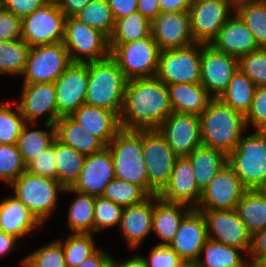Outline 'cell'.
<instances>
[{"label":"cell","mask_w":266,"mask_h":267,"mask_svg":"<svg viewBox=\"0 0 266 267\" xmlns=\"http://www.w3.org/2000/svg\"><path fill=\"white\" fill-rule=\"evenodd\" d=\"M65 193H74L76 197L68 207L67 224L71 233H94V202L95 196L66 187Z\"/></svg>","instance_id":"33"},{"label":"cell","mask_w":266,"mask_h":267,"mask_svg":"<svg viewBox=\"0 0 266 267\" xmlns=\"http://www.w3.org/2000/svg\"><path fill=\"white\" fill-rule=\"evenodd\" d=\"M104 267H116V265L111 260H109Z\"/></svg>","instance_id":"63"},{"label":"cell","mask_w":266,"mask_h":267,"mask_svg":"<svg viewBox=\"0 0 266 267\" xmlns=\"http://www.w3.org/2000/svg\"><path fill=\"white\" fill-rule=\"evenodd\" d=\"M2 8L21 19L43 7L50 0H1Z\"/></svg>","instance_id":"53"},{"label":"cell","mask_w":266,"mask_h":267,"mask_svg":"<svg viewBox=\"0 0 266 267\" xmlns=\"http://www.w3.org/2000/svg\"><path fill=\"white\" fill-rule=\"evenodd\" d=\"M109 48L127 80L156 77L160 49L152 34L128 43H109Z\"/></svg>","instance_id":"7"},{"label":"cell","mask_w":266,"mask_h":267,"mask_svg":"<svg viewBox=\"0 0 266 267\" xmlns=\"http://www.w3.org/2000/svg\"><path fill=\"white\" fill-rule=\"evenodd\" d=\"M151 35V22L138 11L115 20L109 43H128Z\"/></svg>","instance_id":"39"},{"label":"cell","mask_w":266,"mask_h":267,"mask_svg":"<svg viewBox=\"0 0 266 267\" xmlns=\"http://www.w3.org/2000/svg\"><path fill=\"white\" fill-rule=\"evenodd\" d=\"M256 88L253 81L238 69L218 99L246 116L251 108Z\"/></svg>","instance_id":"35"},{"label":"cell","mask_w":266,"mask_h":267,"mask_svg":"<svg viewBox=\"0 0 266 267\" xmlns=\"http://www.w3.org/2000/svg\"><path fill=\"white\" fill-rule=\"evenodd\" d=\"M30 46L22 39L0 42V73L21 76Z\"/></svg>","instance_id":"40"},{"label":"cell","mask_w":266,"mask_h":267,"mask_svg":"<svg viewBox=\"0 0 266 267\" xmlns=\"http://www.w3.org/2000/svg\"><path fill=\"white\" fill-rule=\"evenodd\" d=\"M114 20L138 11V0H107Z\"/></svg>","instance_id":"54"},{"label":"cell","mask_w":266,"mask_h":267,"mask_svg":"<svg viewBox=\"0 0 266 267\" xmlns=\"http://www.w3.org/2000/svg\"><path fill=\"white\" fill-rule=\"evenodd\" d=\"M20 264L24 267H66L62 242L59 239L40 247L26 255Z\"/></svg>","instance_id":"45"},{"label":"cell","mask_w":266,"mask_h":267,"mask_svg":"<svg viewBox=\"0 0 266 267\" xmlns=\"http://www.w3.org/2000/svg\"><path fill=\"white\" fill-rule=\"evenodd\" d=\"M143 157L147 168L149 195H157L169 181L177 155L158 129H143Z\"/></svg>","instance_id":"10"},{"label":"cell","mask_w":266,"mask_h":267,"mask_svg":"<svg viewBox=\"0 0 266 267\" xmlns=\"http://www.w3.org/2000/svg\"><path fill=\"white\" fill-rule=\"evenodd\" d=\"M124 207L108 198L95 196L94 202V233L109 227L119 226Z\"/></svg>","instance_id":"47"},{"label":"cell","mask_w":266,"mask_h":267,"mask_svg":"<svg viewBox=\"0 0 266 267\" xmlns=\"http://www.w3.org/2000/svg\"><path fill=\"white\" fill-rule=\"evenodd\" d=\"M193 0H159L161 12L189 11Z\"/></svg>","instance_id":"58"},{"label":"cell","mask_w":266,"mask_h":267,"mask_svg":"<svg viewBox=\"0 0 266 267\" xmlns=\"http://www.w3.org/2000/svg\"><path fill=\"white\" fill-rule=\"evenodd\" d=\"M63 44L72 63L100 61L110 56L109 38L75 17H67Z\"/></svg>","instance_id":"8"},{"label":"cell","mask_w":266,"mask_h":267,"mask_svg":"<svg viewBox=\"0 0 266 267\" xmlns=\"http://www.w3.org/2000/svg\"><path fill=\"white\" fill-rule=\"evenodd\" d=\"M201 44L162 50L159 53L156 77L166 85L200 83Z\"/></svg>","instance_id":"12"},{"label":"cell","mask_w":266,"mask_h":267,"mask_svg":"<svg viewBox=\"0 0 266 267\" xmlns=\"http://www.w3.org/2000/svg\"><path fill=\"white\" fill-rule=\"evenodd\" d=\"M235 211L251 235L266 228V195L259 189L246 190Z\"/></svg>","instance_id":"34"},{"label":"cell","mask_w":266,"mask_h":267,"mask_svg":"<svg viewBox=\"0 0 266 267\" xmlns=\"http://www.w3.org/2000/svg\"><path fill=\"white\" fill-rule=\"evenodd\" d=\"M10 101L0 102V144H16L24 125L27 123L21 115L18 104L12 109Z\"/></svg>","instance_id":"44"},{"label":"cell","mask_w":266,"mask_h":267,"mask_svg":"<svg viewBox=\"0 0 266 267\" xmlns=\"http://www.w3.org/2000/svg\"><path fill=\"white\" fill-rule=\"evenodd\" d=\"M22 19L13 13L0 9V42L21 39Z\"/></svg>","instance_id":"52"},{"label":"cell","mask_w":266,"mask_h":267,"mask_svg":"<svg viewBox=\"0 0 266 267\" xmlns=\"http://www.w3.org/2000/svg\"><path fill=\"white\" fill-rule=\"evenodd\" d=\"M65 14L54 0L22 18L21 39L30 47L63 42Z\"/></svg>","instance_id":"11"},{"label":"cell","mask_w":266,"mask_h":267,"mask_svg":"<svg viewBox=\"0 0 266 267\" xmlns=\"http://www.w3.org/2000/svg\"><path fill=\"white\" fill-rule=\"evenodd\" d=\"M201 194L189 159L186 156L177 157L169 181L157 194L158 197L167 202L184 203L196 208Z\"/></svg>","instance_id":"23"},{"label":"cell","mask_w":266,"mask_h":267,"mask_svg":"<svg viewBox=\"0 0 266 267\" xmlns=\"http://www.w3.org/2000/svg\"><path fill=\"white\" fill-rule=\"evenodd\" d=\"M56 138L63 144L88 156L103 150L106 145L71 116L61 117L55 123Z\"/></svg>","instance_id":"29"},{"label":"cell","mask_w":266,"mask_h":267,"mask_svg":"<svg viewBox=\"0 0 266 267\" xmlns=\"http://www.w3.org/2000/svg\"><path fill=\"white\" fill-rule=\"evenodd\" d=\"M183 267H194V264H186Z\"/></svg>","instance_id":"65"},{"label":"cell","mask_w":266,"mask_h":267,"mask_svg":"<svg viewBox=\"0 0 266 267\" xmlns=\"http://www.w3.org/2000/svg\"><path fill=\"white\" fill-rule=\"evenodd\" d=\"M191 209L192 207L187 204L167 202L154 195L152 232L161 239L156 245L169 246L178 232L181 221Z\"/></svg>","instance_id":"28"},{"label":"cell","mask_w":266,"mask_h":267,"mask_svg":"<svg viewBox=\"0 0 266 267\" xmlns=\"http://www.w3.org/2000/svg\"><path fill=\"white\" fill-rule=\"evenodd\" d=\"M110 260L116 265V267H146L144 257L137 254L131 259L127 258L125 261L118 262L112 256Z\"/></svg>","instance_id":"61"},{"label":"cell","mask_w":266,"mask_h":267,"mask_svg":"<svg viewBox=\"0 0 266 267\" xmlns=\"http://www.w3.org/2000/svg\"><path fill=\"white\" fill-rule=\"evenodd\" d=\"M259 190L266 195V181H265L264 185Z\"/></svg>","instance_id":"64"},{"label":"cell","mask_w":266,"mask_h":267,"mask_svg":"<svg viewBox=\"0 0 266 267\" xmlns=\"http://www.w3.org/2000/svg\"><path fill=\"white\" fill-rule=\"evenodd\" d=\"M138 12L151 22L161 12L159 0H138Z\"/></svg>","instance_id":"57"},{"label":"cell","mask_w":266,"mask_h":267,"mask_svg":"<svg viewBox=\"0 0 266 267\" xmlns=\"http://www.w3.org/2000/svg\"><path fill=\"white\" fill-rule=\"evenodd\" d=\"M55 140L52 145L43 151L39 157L33 160L26 170L34 175L49 177L57 180V168L55 161Z\"/></svg>","instance_id":"51"},{"label":"cell","mask_w":266,"mask_h":267,"mask_svg":"<svg viewBox=\"0 0 266 267\" xmlns=\"http://www.w3.org/2000/svg\"><path fill=\"white\" fill-rule=\"evenodd\" d=\"M18 238L0 231V258L11 252Z\"/></svg>","instance_id":"60"},{"label":"cell","mask_w":266,"mask_h":267,"mask_svg":"<svg viewBox=\"0 0 266 267\" xmlns=\"http://www.w3.org/2000/svg\"><path fill=\"white\" fill-rule=\"evenodd\" d=\"M88 82V63H72L54 82L58 119L71 116L85 104Z\"/></svg>","instance_id":"16"},{"label":"cell","mask_w":266,"mask_h":267,"mask_svg":"<svg viewBox=\"0 0 266 267\" xmlns=\"http://www.w3.org/2000/svg\"><path fill=\"white\" fill-rule=\"evenodd\" d=\"M233 14L219 30L211 45L216 50L239 59L260 47L245 23L235 12Z\"/></svg>","instance_id":"25"},{"label":"cell","mask_w":266,"mask_h":267,"mask_svg":"<svg viewBox=\"0 0 266 267\" xmlns=\"http://www.w3.org/2000/svg\"><path fill=\"white\" fill-rule=\"evenodd\" d=\"M239 70L258 86H266V48H259L238 59Z\"/></svg>","instance_id":"48"},{"label":"cell","mask_w":266,"mask_h":267,"mask_svg":"<svg viewBox=\"0 0 266 267\" xmlns=\"http://www.w3.org/2000/svg\"><path fill=\"white\" fill-rule=\"evenodd\" d=\"M199 117L202 145L220 149L227 155L248 129L245 116L219 99H212Z\"/></svg>","instance_id":"2"},{"label":"cell","mask_w":266,"mask_h":267,"mask_svg":"<svg viewBox=\"0 0 266 267\" xmlns=\"http://www.w3.org/2000/svg\"><path fill=\"white\" fill-rule=\"evenodd\" d=\"M201 212L207 222V236L209 239L239 248L248 256L252 235L235 209Z\"/></svg>","instance_id":"17"},{"label":"cell","mask_w":266,"mask_h":267,"mask_svg":"<svg viewBox=\"0 0 266 267\" xmlns=\"http://www.w3.org/2000/svg\"><path fill=\"white\" fill-rule=\"evenodd\" d=\"M227 161L247 190L260 189L266 181V134L243 135Z\"/></svg>","instance_id":"5"},{"label":"cell","mask_w":266,"mask_h":267,"mask_svg":"<svg viewBox=\"0 0 266 267\" xmlns=\"http://www.w3.org/2000/svg\"><path fill=\"white\" fill-rule=\"evenodd\" d=\"M2 8V1L0 0V9Z\"/></svg>","instance_id":"66"},{"label":"cell","mask_w":266,"mask_h":267,"mask_svg":"<svg viewBox=\"0 0 266 267\" xmlns=\"http://www.w3.org/2000/svg\"><path fill=\"white\" fill-rule=\"evenodd\" d=\"M59 9L67 17L76 16L92 0H54Z\"/></svg>","instance_id":"56"},{"label":"cell","mask_w":266,"mask_h":267,"mask_svg":"<svg viewBox=\"0 0 266 267\" xmlns=\"http://www.w3.org/2000/svg\"><path fill=\"white\" fill-rule=\"evenodd\" d=\"M154 213V196H150L143 203L126 206L118 228L123 234L129 248L136 250L142 241L152 232Z\"/></svg>","instance_id":"24"},{"label":"cell","mask_w":266,"mask_h":267,"mask_svg":"<svg viewBox=\"0 0 266 267\" xmlns=\"http://www.w3.org/2000/svg\"><path fill=\"white\" fill-rule=\"evenodd\" d=\"M111 254L98 248L91 256L84 260L78 267H104L111 259Z\"/></svg>","instance_id":"59"},{"label":"cell","mask_w":266,"mask_h":267,"mask_svg":"<svg viewBox=\"0 0 266 267\" xmlns=\"http://www.w3.org/2000/svg\"><path fill=\"white\" fill-rule=\"evenodd\" d=\"M241 252L244 253L239 248L208 238L194 267H249V259L242 258Z\"/></svg>","instance_id":"32"},{"label":"cell","mask_w":266,"mask_h":267,"mask_svg":"<svg viewBox=\"0 0 266 267\" xmlns=\"http://www.w3.org/2000/svg\"><path fill=\"white\" fill-rule=\"evenodd\" d=\"M186 157L192 165L196 184L201 191L228 163L227 154L224 151L205 145L198 146Z\"/></svg>","instance_id":"31"},{"label":"cell","mask_w":266,"mask_h":267,"mask_svg":"<svg viewBox=\"0 0 266 267\" xmlns=\"http://www.w3.org/2000/svg\"><path fill=\"white\" fill-rule=\"evenodd\" d=\"M71 64L63 42L30 47L23 84L54 83Z\"/></svg>","instance_id":"9"},{"label":"cell","mask_w":266,"mask_h":267,"mask_svg":"<svg viewBox=\"0 0 266 267\" xmlns=\"http://www.w3.org/2000/svg\"><path fill=\"white\" fill-rule=\"evenodd\" d=\"M167 87L175 113L199 116L213 99L200 83H177Z\"/></svg>","instance_id":"30"},{"label":"cell","mask_w":266,"mask_h":267,"mask_svg":"<svg viewBox=\"0 0 266 267\" xmlns=\"http://www.w3.org/2000/svg\"><path fill=\"white\" fill-rule=\"evenodd\" d=\"M115 178L113 158L105 147L100 152L86 156L78 180L72 188L82 193L101 196Z\"/></svg>","instance_id":"22"},{"label":"cell","mask_w":266,"mask_h":267,"mask_svg":"<svg viewBox=\"0 0 266 267\" xmlns=\"http://www.w3.org/2000/svg\"><path fill=\"white\" fill-rule=\"evenodd\" d=\"M254 267H266V254L262 255L254 264Z\"/></svg>","instance_id":"62"},{"label":"cell","mask_w":266,"mask_h":267,"mask_svg":"<svg viewBox=\"0 0 266 267\" xmlns=\"http://www.w3.org/2000/svg\"><path fill=\"white\" fill-rule=\"evenodd\" d=\"M146 267H183L185 261L170 247L155 245L145 258Z\"/></svg>","instance_id":"50"},{"label":"cell","mask_w":266,"mask_h":267,"mask_svg":"<svg viewBox=\"0 0 266 267\" xmlns=\"http://www.w3.org/2000/svg\"><path fill=\"white\" fill-rule=\"evenodd\" d=\"M234 12L245 23L260 48H266V0H241Z\"/></svg>","instance_id":"38"},{"label":"cell","mask_w":266,"mask_h":267,"mask_svg":"<svg viewBox=\"0 0 266 267\" xmlns=\"http://www.w3.org/2000/svg\"><path fill=\"white\" fill-rule=\"evenodd\" d=\"M93 238V234L80 233H71L66 237L62 242L66 267H78L98 249Z\"/></svg>","instance_id":"42"},{"label":"cell","mask_w":266,"mask_h":267,"mask_svg":"<svg viewBox=\"0 0 266 267\" xmlns=\"http://www.w3.org/2000/svg\"><path fill=\"white\" fill-rule=\"evenodd\" d=\"M89 82L85 104L121 114L127 79L119 65L109 56L88 63Z\"/></svg>","instance_id":"3"},{"label":"cell","mask_w":266,"mask_h":267,"mask_svg":"<svg viewBox=\"0 0 266 267\" xmlns=\"http://www.w3.org/2000/svg\"><path fill=\"white\" fill-rule=\"evenodd\" d=\"M43 226L14 195L0 202V231L18 239Z\"/></svg>","instance_id":"27"},{"label":"cell","mask_w":266,"mask_h":267,"mask_svg":"<svg viewBox=\"0 0 266 267\" xmlns=\"http://www.w3.org/2000/svg\"><path fill=\"white\" fill-rule=\"evenodd\" d=\"M157 129L178 157L188 156L202 145L198 115L173 112Z\"/></svg>","instance_id":"18"},{"label":"cell","mask_w":266,"mask_h":267,"mask_svg":"<svg viewBox=\"0 0 266 267\" xmlns=\"http://www.w3.org/2000/svg\"><path fill=\"white\" fill-rule=\"evenodd\" d=\"M207 222L203 213L192 208L181 221L169 246L185 261L194 264L207 241Z\"/></svg>","instance_id":"21"},{"label":"cell","mask_w":266,"mask_h":267,"mask_svg":"<svg viewBox=\"0 0 266 267\" xmlns=\"http://www.w3.org/2000/svg\"><path fill=\"white\" fill-rule=\"evenodd\" d=\"M266 254V228L254 233L248 253L250 264L253 265L262 255Z\"/></svg>","instance_id":"55"},{"label":"cell","mask_w":266,"mask_h":267,"mask_svg":"<svg viewBox=\"0 0 266 267\" xmlns=\"http://www.w3.org/2000/svg\"><path fill=\"white\" fill-rule=\"evenodd\" d=\"M71 117L106 146L122 129L120 116L101 107L83 104Z\"/></svg>","instance_id":"26"},{"label":"cell","mask_w":266,"mask_h":267,"mask_svg":"<svg viewBox=\"0 0 266 267\" xmlns=\"http://www.w3.org/2000/svg\"><path fill=\"white\" fill-rule=\"evenodd\" d=\"M13 195L17 197L44 225L57 206L59 192L64 187L53 178L43 177L24 171L11 184Z\"/></svg>","instance_id":"6"},{"label":"cell","mask_w":266,"mask_h":267,"mask_svg":"<svg viewBox=\"0 0 266 267\" xmlns=\"http://www.w3.org/2000/svg\"><path fill=\"white\" fill-rule=\"evenodd\" d=\"M74 17L79 21L100 30L108 38L113 33L115 20L107 0H92Z\"/></svg>","instance_id":"41"},{"label":"cell","mask_w":266,"mask_h":267,"mask_svg":"<svg viewBox=\"0 0 266 267\" xmlns=\"http://www.w3.org/2000/svg\"><path fill=\"white\" fill-rule=\"evenodd\" d=\"M27 124L24 125L16 143L26 167L50 147L56 139L55 125L44 123L45 127L49 129L48 132L47 129L30 130Z\"/></svg>","instance_id":"36"},{"label":"cell","mask_w":266,"mask_h":267,"mask_svg":"<svg viewBox=\"0 0 266 267\" xmlns=\"http://www.w3.org/2000/svg\"><path fill=\"white\" fill-rule=\"evenodd\" d=\"M151 34L160 51L196 43L191 33L189 11L160 12L151 21Z\"/></svg>","instance_id":"19"},{"label":"cell","mask_w":266,"mask_h":267,"mask_svg":"<svg viewBox=\"0 0 266 267\" xmlns=\"http://www.w3.org/2000/svg\"><path fill=\"white\" fill-rule=\"evenodd\" d=\"M24 171L26 165L16 144H0V180L11 184Z\"/></svg>","instance_id":"46"},{"label":"cell","mask_w":266,"mask_h":267,"mask_svg":"<svg viewBox=\"0 0 266 267\" xmlns=\"http://www.w3.org/2000/svg\"><path fill=\"white\" fill-rule=\"evenodd\" d=\"M239 69L238 59L201 44L200 84L213 99H218Z\"/></svg>","instance_id":"15"},{"label":"cell","mask_w":266,"mask_h":267,"mask_svg":"<svg viewBox=\"0 0 266 267\" xmlns=\"http://www.w3.org/2000/svg\"><path fill=\"white\" fill-rule=\"evenodd\" d=\"M103 197L123 207L143 203L150 195L140 186L114 178L105 188Z\"/></svg>","instance_id":"43"},{"label":"cell","mask_w":266,"mask_h":267,"mask_svg":"<svg viewBox=\"0 0 266 267\" xmlns=\"http://www.w3.org/2000/svg\"><path fill=\"white\" fill-rule=\"evenodd\" d=\"M172 113L169 89L159 78L127 80L120 114L123 129H157Z\"/></svg>","instance_id":"1"},{"label":"cell","mask_w":266,"mask_h":267,"mask_svg":"<svg viewBox=\"0 0 266 267\" xmlns=\"http://www.w3.org/2000/svg\"><path fill=\"white\" fill-rule=\"evenodd\" d=\"M247 189L227 163L202 191L199 211L233 210Z\"/></svg>","instance_id":"14"},{"label":"cell","mask_w":266,"mask_h":267,"mask_svg":"<svg viewBox=\"0 0 266 267\" xmlns=\"http://www.w3.org/2000/svg\"><path fill=\"white\" fill-rule=\"evenodd\" d=\"M106 147L113 158L115 178L137 184L149 194L143 129L122 128Z\"/></svg>","instance_id":"4"},{"label":"cell","mask_w":266,"mask_h":267,"mask_svg":"<svg viewBox=\"0 0 266 267\" xmlns=\"http://www.w3.org/2000/svg\"><path fill=\"white\" fill-rule=\"evenodd\" d=\"M57 181L64 187H72L78 180L86 155L55 139Z\"/></svg>","instance_id":"37"},{"label":"cell","mask_w":266,"mask_h":267,"mask_svg":"<svg viewBox=\"0 0 266 267\" xmlns=\"http://www.w3.org/2000/svg\"><path fill=\"white\" fill-rule=\"evenodd\" d=\"M245 122L247 128L249 125L260 131L266 128V86L256 88L251 108L245 116Z\"/></svg>","instance_id":"49"},{"label":"cell","mask_w":266,"mask_h":267,"mask_svg":"<svg viewBox=\"0 0 266 267\" xmlns=\"http://www.w3.org/2000/svg\"><path fill=\"white\" fill-rule=\"evenodd\" d=\"M22 88L17 104L28 125L35 124L44 116H47L45 124L55 125L58 120L55 84H23Z\"/></svg>","instance_id":"20"},{"label":"cell","mask_w":266,"mask_h":267,"mask_svg":"<svg viewBox=\"0 0 266 267\" xmlns=\"http://www.w3.org/2000/svg\"><path fill=\"white\" fill-rule=\"evenodd\" d=\"M234 8V0L193 1L189 14L194 41L203 45H211L217 38L219 30L232 16L230 11H234Z\"/></svg>","instance_id":"13"}]
</instances>
